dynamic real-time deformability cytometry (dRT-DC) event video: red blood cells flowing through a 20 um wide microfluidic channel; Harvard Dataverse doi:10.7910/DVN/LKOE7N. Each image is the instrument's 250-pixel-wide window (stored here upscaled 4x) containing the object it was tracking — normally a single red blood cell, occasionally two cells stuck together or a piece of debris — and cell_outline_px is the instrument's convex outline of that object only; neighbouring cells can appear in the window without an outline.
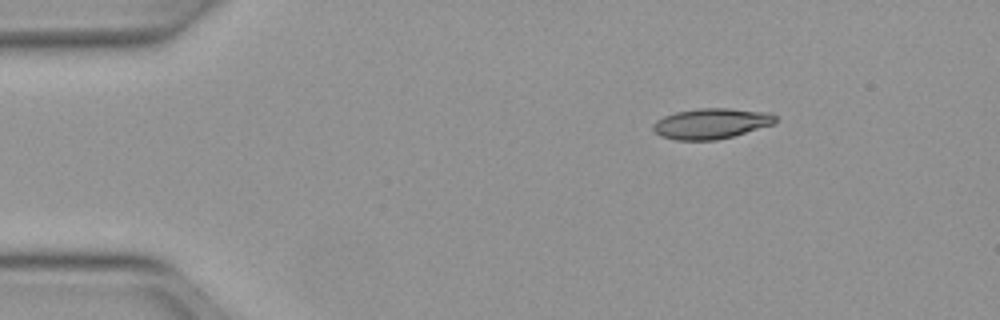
{"species": "Egyptian fruit bat (a non-hibernating species)", "species_latin": "Rousettus aegyptiacus", "temperature_condition": "warm", "stored_images_in_passage": 44, "camera_frame_rate_fps": 3000, "um_per_image_px": 0.085, "animal": {"sex": "female"}, "frame": {"image": 1, "passage_image": 1, "time_ms": 0.0, "image_size_px": [1000, 320], "cell_outline_px": [[776, 124], [732, 136], [716, 140], [676, 140], [660, 136], [652, 128], [652, 124], [656, 120], [664, 116], [676, 112], [700, 108], [728, 108], [768, 112], [776, 116]], "centroid_in_image_um": [60.46, 10.5], "position_along_channel_um": 24.5, "area_um2": 21.79}}
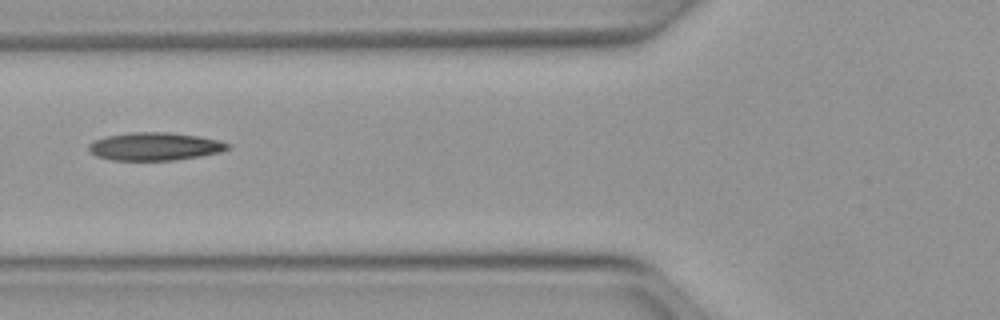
{"frame": {"image": 2, "passage_image": 13, "time_ms": 4.0, "image_size_px": [1000, 320], "cell_outline_px": [[232, 148], [220, 152], [200, 156], [176, 160], [112, 160], [96, 156], [88, 148], [88, 144], [104, 136], [132, 132], [168, 132], [200, 136], [220, 140], [232, 144]], "centroid_in_image_um": [13.21, 12.44], "position_along_channel_um": 112.6, "area_um2": 22.83}}
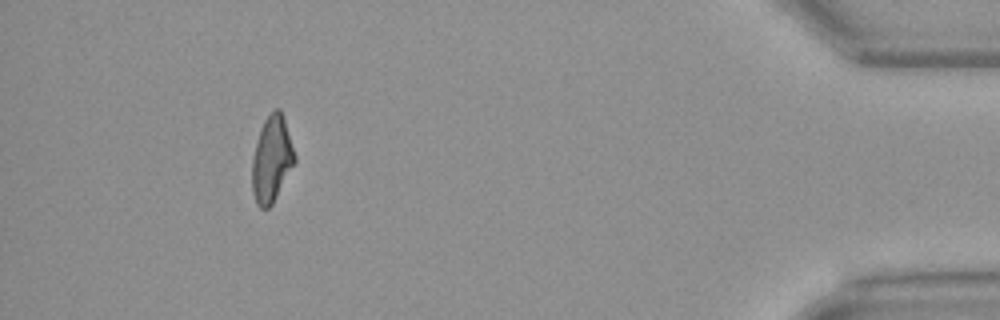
{"frame": {"image": 3, "passage_image": 40, "time_ms": 13.0, "image_size_px": [1000, 320], "cell_outline_px": [[296, 160], [272, 204], [268, 208], [260, 208], [256, 204], [252, 192], [252, 160], [260, 128], [264, 120], [272, 108], [280, 108], [284, 116], [296, 156]], "centroid_in_image_um": [23.09, 13.49], "position_along_channel_um": 412.1, "area_um2": 21.44}, "authors_computed_cell_mechanics": {"area_um2": 21.9351, "velocity_mm_per_s": 4.0248, "shape_relaxation_time_tau1_ms": null, "shape_relaxation_time_tau2_ms": 2.9321, "deformation_change_tau1": null, "deformation_change_tau2": 0.1213}}